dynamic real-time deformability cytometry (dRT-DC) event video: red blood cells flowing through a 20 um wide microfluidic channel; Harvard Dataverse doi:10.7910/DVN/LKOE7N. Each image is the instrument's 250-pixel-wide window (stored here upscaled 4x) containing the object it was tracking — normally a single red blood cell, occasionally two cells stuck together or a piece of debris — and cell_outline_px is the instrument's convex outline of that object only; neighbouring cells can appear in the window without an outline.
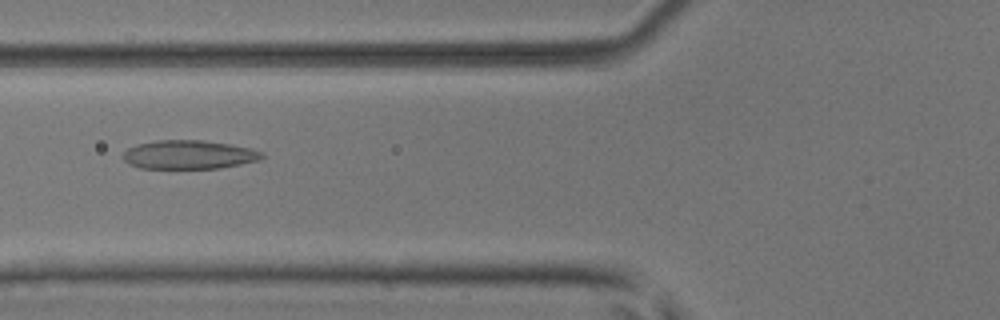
{"species": "common noctule bat (a hibernating species)", "species_latin": "Nyctalus noctula", "temperature_condition": "room temperature", "stored_images_in_passage": 37, "camera_frame_rate_fps": 3000, "um_per_image_px": 0.085, "animal": {"sex": "male", "body_mass_g": 17.9, "forearm_length_mm": 54.2}, "frame": {"image": 1, "passage_image": 6, "time_ms": 1.667, "image_size_px": [1000, 320], "cell_outline_px": [[264, 156], [260, 160], [220, 168], [140, 168], [128, 164], [124, 160], [124, 152], [128, 148], [136, 144], [156, 140], [204, 140], [228, 144], [248, 148], [264, 152]], "centroid_in_image_um": [16.04, 13.14], "position_along_channel_um": 109.8, "area_um2": 23.24}}
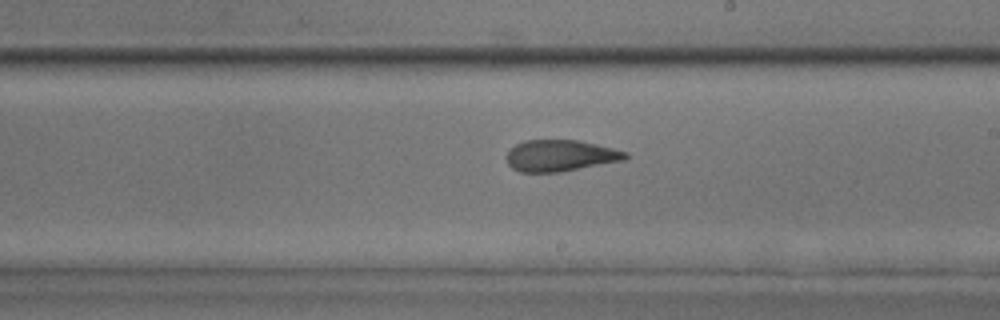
{"frame": {"image": 2, "passage_image": 16, "time_ms": 5.0, "image_size_px": [1000, 320], "cell_outline_px": [[628, 156], [624, 160], [560, 172], [520, 172], [512, 168], [508, 164], [504, 156], [508, 148], [524, 140], [580, 140], [628, 152]], "centroid_in_image_um": [47.57, 13.22], "position_along_channel_um": 241.4, "area_um2": 21.96}}
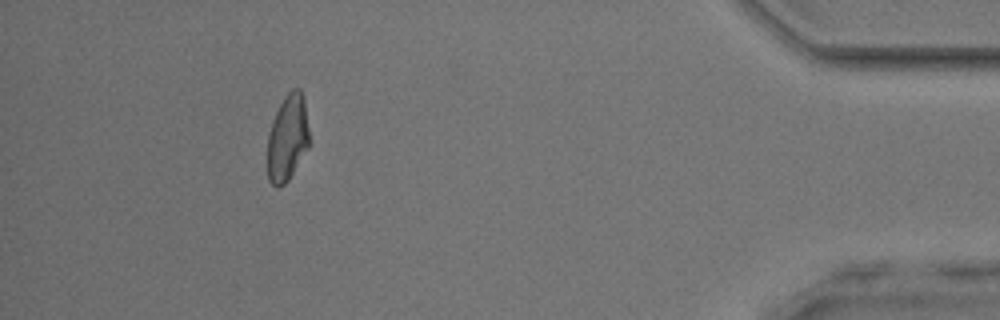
{"frame": {"image": 3, "passage_image": 33, "time_ms": 10.667, "image_size_px": [1000, 320], "cell_outline_px": [[308, 148], [288, 180], [284, 184], [276, 188], [268, 180], [268, 132], [272, 120], [284, 96], [292, 88], [300, 88], [304, 96], [308, 128]], "centroid_in_image_um": [24.43, 11.7], "position_along_channel_um": 410.8, "area_um2": 21.04}, "authors_computed_cell_mechanics": {"area_um2": 22.0796, "velocity_mm_per_s": 3.9692, "shape_relaxation_time_tau1_ms": 6.9828, "shape_relaxation_time_tau2_ms": 1.5619, "deformation_change_tau1": 0.1693, "deformation_change_tau2": 0.0977}}